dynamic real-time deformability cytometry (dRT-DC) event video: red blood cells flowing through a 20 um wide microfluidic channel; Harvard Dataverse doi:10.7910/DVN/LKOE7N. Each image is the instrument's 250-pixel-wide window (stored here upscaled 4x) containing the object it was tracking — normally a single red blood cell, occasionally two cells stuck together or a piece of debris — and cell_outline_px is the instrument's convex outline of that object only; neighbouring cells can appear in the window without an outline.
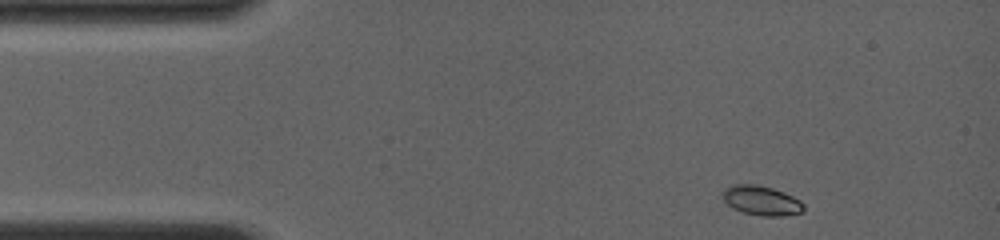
{"species": "common noctule bat (a hibernating species)", "species_latin": "Nyctalus noctula", "temperature_condition": "room temperature", "stored_images_in_passage": 7, "camera_frame_rate_fps": 4000, "um_per_image_px": 0.085, "animal": {"sex": "female", "body_mass_g": 19.0, "forearm_length_mm": 56.7}, "frame": {"image": 1, "passage_image": 1, "time_ms": 0.0, "image_size_px": [1000, 240], "cell_outline_px": [[804, 212], [784, 216], [760, 216], [744, 212], [732, 208], [724, 200], [720, 192], [724, 188], [732, 184], [756, 184], [772, 188], [784, 192], [800, 200], [804, 204]], "centroid_in_image_um": [64.71, 17.04], "position_along_channel_um": 20.3, "area_um2": 14.16}}
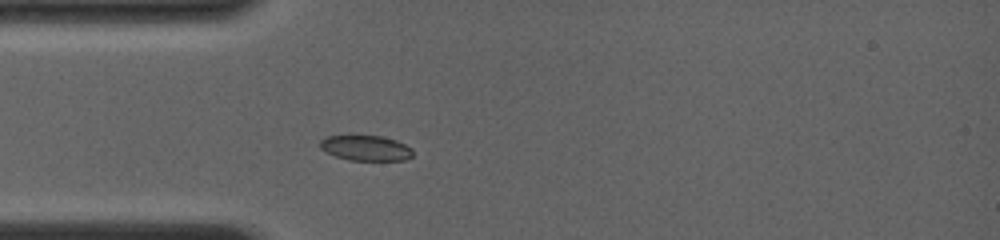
{"frame": {"image": 2, "passage_image": 5, "time_ms": 2.5, "image_size_px": [1000, 240], "cell_outline_px": [[412, 156], [404, 160], [348, 160], [336, 156], [320, 148], [320, 140], [324, 136], [348, 132], [380, 136], [396, 140], [412, 148]], "centroid_in_image_um": [31.01, 12.52], "position_along_channel_um": 54.0, "area_um2": 14.33}}
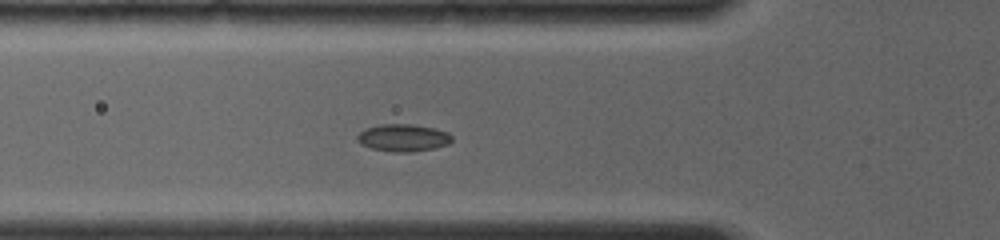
{"frame": {"image": 3, "passage_image": 7, "time_ms": 3.5, "image_size_px": [1000, 240], "cell_outline_px": [[452, 140], [448, 144], [436, 148], [408, 152], [392, 152], [372, 148], [360, 144], [356, 140], [356, 136], [364, 128], [380, 124], [412, 124], [432, 128], [448, 132], [452, 136]], "centroid_in_image_um": [34.24, 11.71], "position_along_channel_um": 91.6, "area_um2": 15.14}}